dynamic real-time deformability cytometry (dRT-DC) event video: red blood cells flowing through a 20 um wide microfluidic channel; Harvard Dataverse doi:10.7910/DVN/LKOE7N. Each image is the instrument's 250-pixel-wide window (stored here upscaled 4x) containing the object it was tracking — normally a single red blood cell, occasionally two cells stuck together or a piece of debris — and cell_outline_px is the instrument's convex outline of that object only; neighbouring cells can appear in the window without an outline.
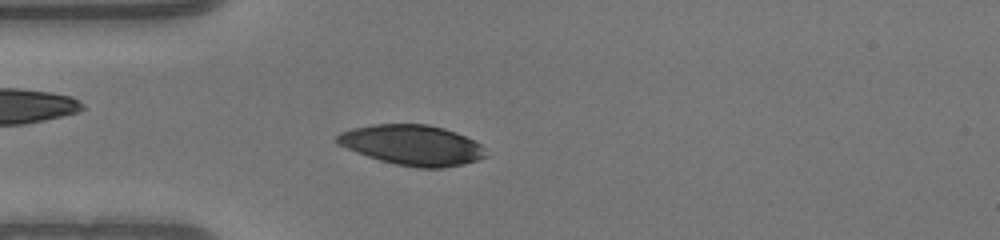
{"species": "human", "species_latin": "Homo sapiens", "temperature_condition": "warm", "stored_images_in_passage": 45, "camera_frame_rate_fps": 3000, "um_per_image_px": 0.085, "donor": {"sex": "male"}, "frame": {"image": 1, "passage_image": 9, "time_ms": 2.667, "image_size_px": [1000, 240], "cell_outline_px": [[488, 156], [464, 164], [444, 168], [416, 168], [396, 164], [380, 160], [356, 152], [336, 144], [336, 136], [340, 132], [352, 128], [376, 124], [428, 124], [444, 128], [456, 132], [480, 144], [484, 148]], "centroid_in_image_um": [35.03, 12.33], "position_along_channel_um": 50.0, "area_um2": 34.91}}
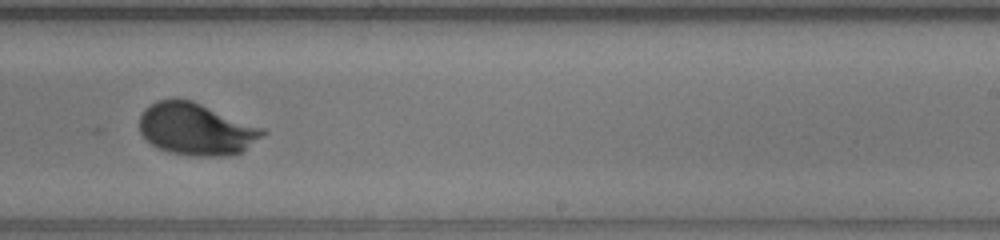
{"frame": {"image": 2, "passage_image": 26, "time_ms": 8.333, "image_size_px": [1000, 240], "cell_outline_px": [[268, 132], [240, 152], [228, 156], [196, 156], [168, 152], [152, 144], [140, 132], [140, 116], [144, 108], [156, 100], [192, 100], [264, 128]], "centroid_in_image_um": [16.68, 10.97], "position_along_channel_um": 272.3, "area_um2": 37.05}}
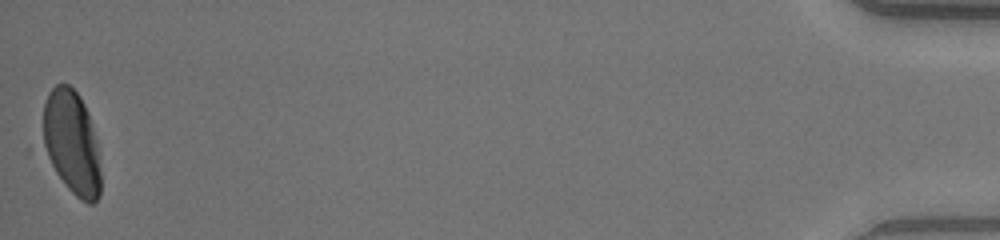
{"frame": {"image": 3, "passage_image": 45, "time_ms": 14.667, "image_size_px": [1000, 240], "cell_outline_px": [[100, 196], [92, 204], [88, 204], [80, 200], [64, 184], [36, 148], [44, 104], [48, 92], [56, 84], [68, 84], [80, 96], [88, 112], [96, 140], [100, 172]], "centroid_in_image_um": [5.97, 12.13], "position_along_channel_um": 429.2, "area_um2": 36.82}}